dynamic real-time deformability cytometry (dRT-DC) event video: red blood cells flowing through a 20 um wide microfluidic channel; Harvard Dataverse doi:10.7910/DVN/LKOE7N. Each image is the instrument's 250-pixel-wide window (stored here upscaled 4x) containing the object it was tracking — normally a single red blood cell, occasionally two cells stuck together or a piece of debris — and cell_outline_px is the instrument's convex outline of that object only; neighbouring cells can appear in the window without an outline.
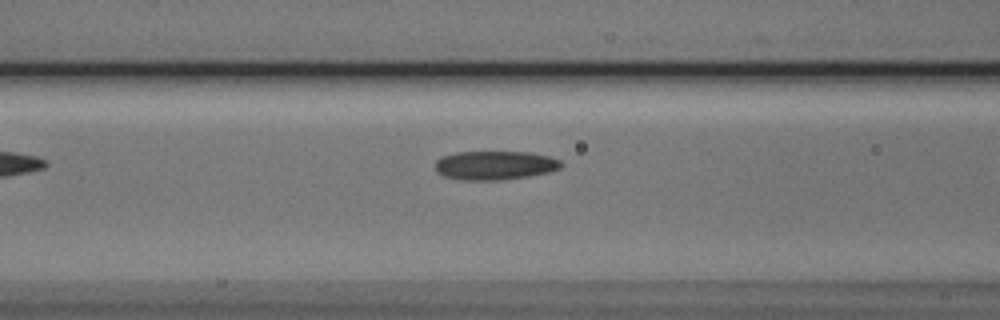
{"species": "Egyptian fruit bat (a non-hibernating species)", "species_latin": "Rousettus aegyptiacus", "temperature_condition": "cold", "stored_images_in_passage": 7, "segment_of_instrument_passage": [1, 2], "camera_frame_rate_fps": 3000, "um_per_image_px": 0.085, "animal": {"sex": "male"}, "frame": {"image": 1, "passage_image": 6, "time_ms": 6.0, "image_size_px": [1000, 320], "cell_outline_px": [[564, 164], [560, 168], [548, 172], [528, 176], [496, 180], [464, 180], [444, 176], [436, 172], [436, 160], [440, 156], [456, 152], [528, 152], [548, 156], [560, 160]], "centroid_in_image_um": [42.04, 14.04], "position_along_channel_um": 124.6, "area_um2": 21.15}}